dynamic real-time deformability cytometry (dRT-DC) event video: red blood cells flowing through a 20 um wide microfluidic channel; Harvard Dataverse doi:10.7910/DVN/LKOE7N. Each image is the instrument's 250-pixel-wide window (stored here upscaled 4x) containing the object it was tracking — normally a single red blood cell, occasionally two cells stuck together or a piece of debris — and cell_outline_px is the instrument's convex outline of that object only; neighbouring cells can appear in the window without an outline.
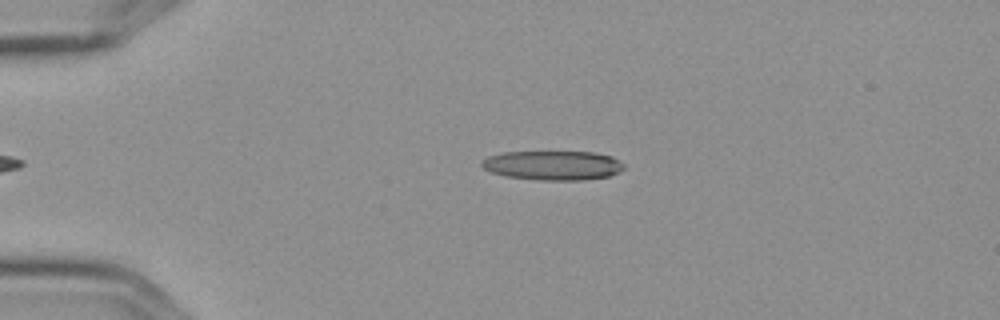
{"species": "Egyptian fruit bat (a non-hibernating species)", "species_latin": "Rousettus aegyptiacus", "temperature_condition": "cold", "stored_images_in_passage": 3, "camera_frame_rate_fps": 3000, "um_per_image_px": 0.085, "frame": {"image": 1, "passage_image": 2, "time_ms": 0.333, "image_size_px": [1000, 320], "cell_outline_px": [[624, 168], [608, 176], [584, 180], [540, 180], [508, 176], [492, 172], [484, 168], [480, 164], [480, 160], [488, 156], [500, 152], [592, 152], [612, 156], [624, 164]], "centroid_in_image_um": [46.96, 14.05], "position_along_channel_um": 38.0, "area_um2": 24.22}}